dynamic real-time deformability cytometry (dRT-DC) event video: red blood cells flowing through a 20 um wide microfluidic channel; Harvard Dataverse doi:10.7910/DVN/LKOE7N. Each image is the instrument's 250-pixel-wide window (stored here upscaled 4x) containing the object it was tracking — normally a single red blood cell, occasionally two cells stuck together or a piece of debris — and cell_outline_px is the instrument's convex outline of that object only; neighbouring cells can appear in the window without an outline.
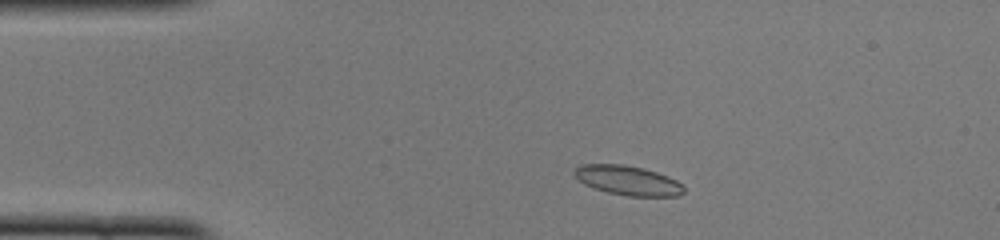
{"species": "common noctule bat (a hibernating species)", "species_latin": "Nyctalus noctula", "temperature_condition": "cold", "stored_images_in_passage": 46, "camera_frame_rate_fps": 3000, "um_per_image_px": 0.085, "animal": {"sex": "female", "body_mass_g": 22.0, "forearm_length_mm": 56.7}, "frame": {"image": 1, "passage_image": 5, "time_ms": 1.333, "image_size_px": [1000, 240], "cell_outline_px": [[684, 192], [680, 196], [628, 196], [608, 192], [584, 184], [572, 172], [580, 164], [624, 164], [644, 168], [668, 176], [676, 180], [684, 188]], "centroid_in_image_um": [53.37, 15.33], "position_along_channel_um": 31.6, "area_um2": 18.73}}
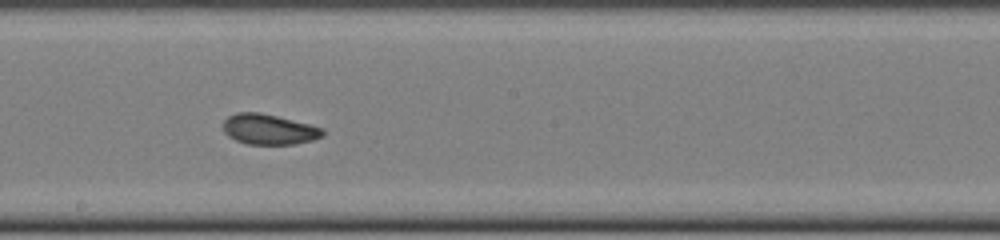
{"frame": {"image": 2, "passage_image": 23, "time_ms": 7.333, "image_size_px": [1000, 240], "cell_outline_px": [[324, 136], [312, 140], [292, 144], [248, 144], [236, 140], [228, 136], [224, 132], [224, 120], [228, 116], [236, 112], [260, 112], [324, 128]], "centroid_in_image_um": [22.85, 10.99], "position_along_channel_um": 225.3, "area_um2": 17.51}}
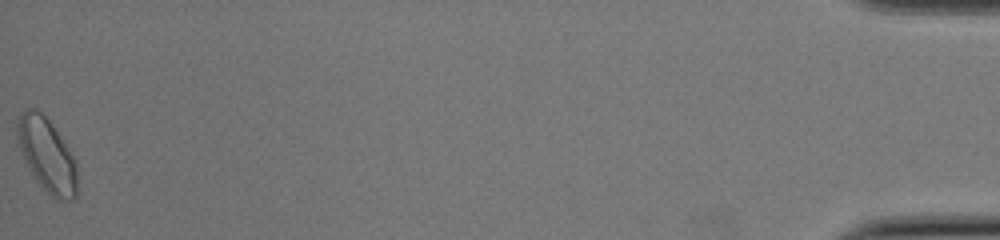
{"frame": {"image": 3, "passage_image": 46, "time_ms": 15.0, "image_size_px": [1000, 240], "cell_outline_px": [[76, 196], [72, 200], [56, 200], [36, 180], [24, 160], [16, 144], [16, 124], [24, 108], [36, 108], [48, 120], [68, 148], [76, 160]], "centroid_in_image_um": [3.95, 13.16], "position_along_channel_um": 431.3, "area_um2": 25.61}, "authors_computed_cell_mechanics": {"area_um2": 18.3226, "velocity_mm_per_s": 3.9657, "shape_relaxation_time_tau1_ms": 5.1069, "shape_relaxation_time_tau2_ms": 1.7967, "deformation_change_tau1": 0.0924, "deformation_change_tau2": 0.0608}}